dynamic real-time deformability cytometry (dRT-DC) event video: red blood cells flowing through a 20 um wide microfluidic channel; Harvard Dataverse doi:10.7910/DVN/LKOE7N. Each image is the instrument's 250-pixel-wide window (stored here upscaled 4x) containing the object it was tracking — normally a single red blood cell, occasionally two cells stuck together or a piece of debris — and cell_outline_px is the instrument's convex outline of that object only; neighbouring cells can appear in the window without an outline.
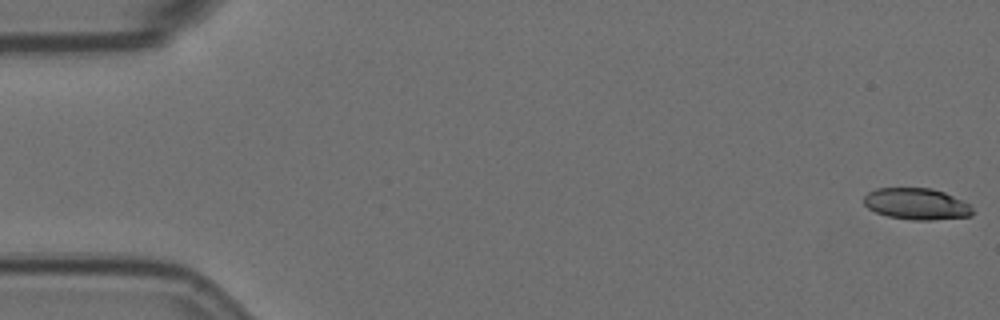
{"species": "Egyptian fruit bat (a non-hibernating species)", "species_latin": "Rousettus aegyptiacus", "temperature_condition": "room temperature", "stored_images_in_passage": 58, "camera_frame_rate_fps": 3000, "um_per_image_px": 0.085, "animal": {"sex": "female"}, "frame": {"image": 1, "passage_image": 1, "time_ms": 0.0, "image_size_px": [1000, 320], "cell_outline_px": [[972, 216], [932, 220], [912, 220], [888, 216], [876, 212], [868, 208], [864, 204], [864, 196], [868, 192], [876, 188], [932, 188], [944, 192], [964, 200], [972, 208]], "centroid_in_image_um": [77.91, 17.33], "position_along_channel_um": 7.1, "area_um2": 20.0}}
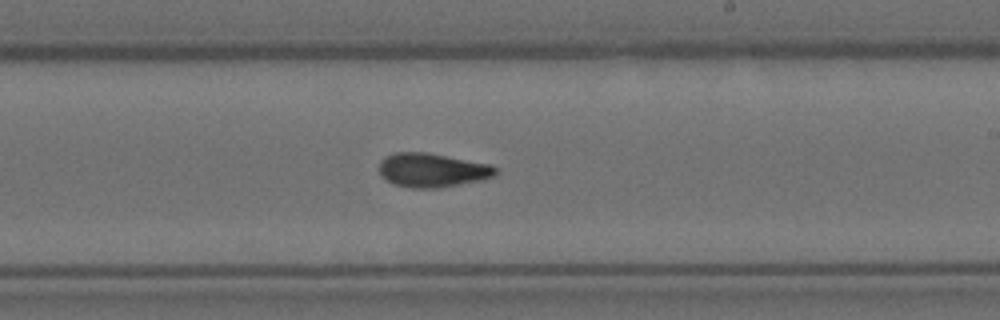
{"frame": {"image": 2, "passage_image": 34, "time_ms": 11.0, "image_size_px": [1000, 320], "cell_outline_px": [[496, 172], [492, 176], [480, 180], [440, 188], [412, 188], [392, 184], [384, 180], [380, 176], [380, 160], [396, 152], [428, 152], [492, 164], [496, 168]], "centroid_in_image_um": [36.71, 14.46], "position_along_channel_um": 252.3, "area_um2": 23.18}}
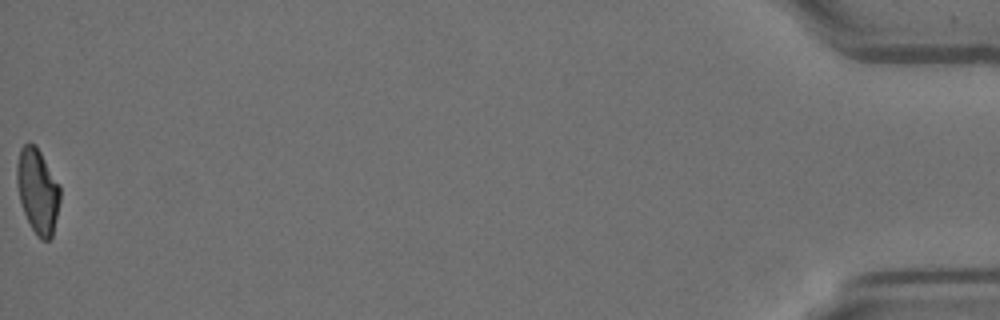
{"frame": {"image": 3, "passage_image": 58, "time_ms": 19.0, "image_size_px": [1000, 320], "cell_outline_px": [[60, 200], [52, 236], [48, 240], [40, 240], [36, 236], [24, 212], [20, 200], [16, 180], [16, 164], [20, 148], [28, 140], [36, 144], [60, 184]], "centroid_in_image_um": [3.2, 16.17], "position_along_channel_um": 432.0, "area_um2": 21.62}, "authors_computed_cell_mechanics": {"area_um2": 21.9062, "velocity_mm_per_s": 3.5344, "shape_relaxation_time_tau1_ms": null, "shape_relaxation_time_tau2_ms": 3.4652, "deformation_change_tau1": null, "deformation_change_tau2": 0.1036}}